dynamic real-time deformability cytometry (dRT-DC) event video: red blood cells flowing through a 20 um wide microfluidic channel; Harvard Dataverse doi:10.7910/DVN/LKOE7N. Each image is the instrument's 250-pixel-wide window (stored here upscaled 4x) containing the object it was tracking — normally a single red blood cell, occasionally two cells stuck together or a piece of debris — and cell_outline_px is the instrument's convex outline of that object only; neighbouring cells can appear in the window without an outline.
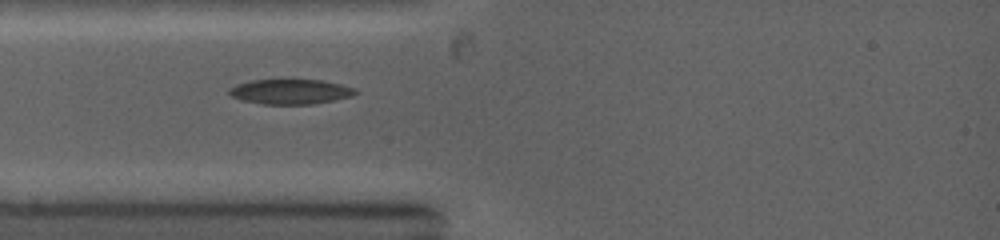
{"species": "common noctule bat (a hibernating species)", "species_latin": "Nyctalus noctula", "temperature_condition": "warm", "stored_images_in_passage": 7, "camera_frame_rate_fps": 5000, "um_per_image_px": 0.085, "animal": {"sex": "female", "body_mass_g": 19.0, "forearm_length_mm": 53.3}, "frame": {"image": 1, "passage_image": 2, "time_ms": 1.0, "image_size_px": [1000, 240], "cell_outline_px": [[360, 92], [352, 96], [312, 104], [264, 104], [244, 100], [232, 96], [228, 92], [228, 88], [236, 84], [252, 80], [288, 76], [320, 80], [340, 84], [356, 88]], "centroid_in_image_um": [24.69, 7.73], "position_along_channel_um": 60.3, "area_um2": 19.19}}